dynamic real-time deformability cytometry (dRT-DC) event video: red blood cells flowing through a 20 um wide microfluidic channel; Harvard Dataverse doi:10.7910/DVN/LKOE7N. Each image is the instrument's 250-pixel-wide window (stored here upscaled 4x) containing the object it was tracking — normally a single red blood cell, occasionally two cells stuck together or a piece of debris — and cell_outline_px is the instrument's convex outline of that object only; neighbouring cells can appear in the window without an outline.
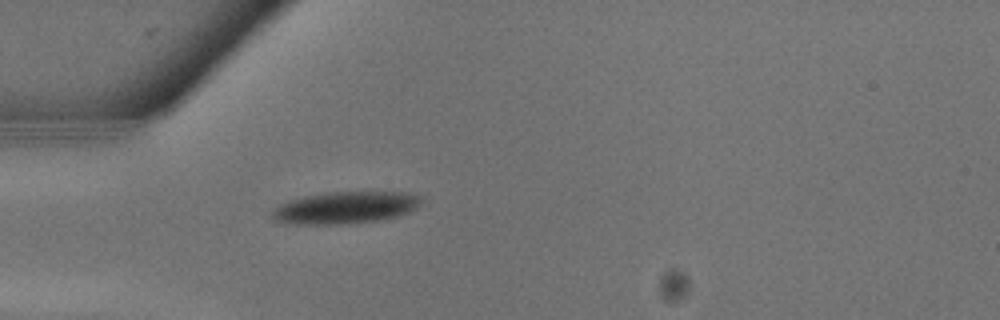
{"species": "common noctule bat (a hibernating species)", "species_latin": "Nyctalus noctula", "temperature_condition": "warm", "stored_images_in_passage": 3, "camera_frame_rate_fps": 3000, "um_per_image_px": 0.085, "animal": {"sex": "male", "body_mass_g": 13.3}, "frame": {"image": 1, "passage_image": 1, "time_ms": 0.0, "image_size_px": [1000, 320], "cell_outline_px": [[420, 204], [416, 208], [408, 212], [384, 220], [344, 224], [296, 224], [272, 220], [272, 212], [280, 204], [304, 196], [328, 192], [408, 192], [420, 196]], "centroid_in_image_um": [29.37, 17.65], "position_along_channel_um": 55.6, "area_um2": 27.74}}
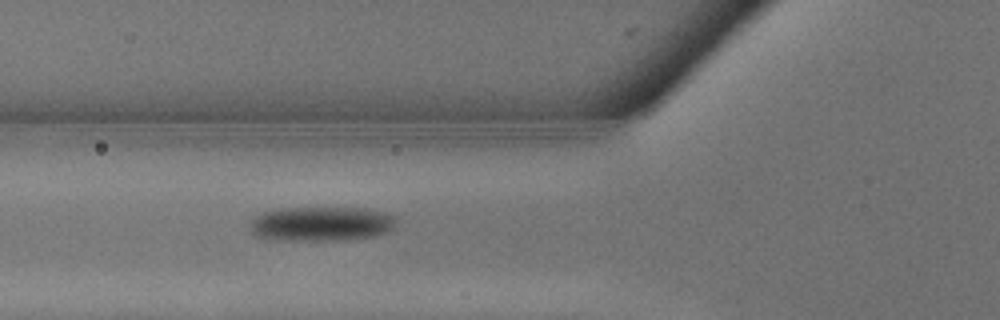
{"frame": {"image": 2, "passage_image": 3, "time_ms": 0.667, "image_size_px": [1000, 320], "cell_outline_px": [[396, 224], [388, 232], [372, 236], [336, 240], [268, 240], [256, 236], [252, 232], [248, 224], [256, 216], [264, 212], [280, 208], [364, 208], [396, 216]], "centroid_in_image_um": [27.26, 19.03], "position_along_channel_um": 98.5, "area_um2": 29.42}}